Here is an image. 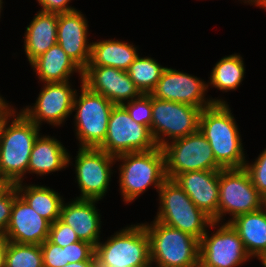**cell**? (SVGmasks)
Masks as SVG:
<instances>
[{"label":"cell","instance_id":"1","mask_svg":"<svg viewBox=\"0 0 266 267\" xmlns=\"http://www.w3.org/2000/svg\"><path fill=\"white\" fill-rule=\"evenodd\" d=\"M39 135L40 127L11 105L0 115V171L11 185L24 181Z\"/></svg>","mask_w":266,"mask_h":267},{"label":"cell","instance_id":"2","mask_svg":"<svg viewBox=\"0 0 266 267\" xmlns=\"http://www.w3.org/2000/svg\"><path fill=\"white\" fill-rule=\"evenodd\" d=\"M199 130L208 140L216 162L223 169L244 168L247 159L240 130L227 103H214L202 109Z\"/></svg>","mask_w":266,"mask_h":267},{"label":"cell","instance_id":"3","mask_svg":"<svg viewBox=\"0 0 266 267\" xmlns=\"http://www.w3.org/2000/svg\"><path fill=\"white\" fill-rule=\"evenodd\" d=\"M119 165V186L124 203H132L153 185L158 192L167 180L165 155L162 148L121 154L115 157Z\"/></svg>","mask_w":266,"mask_h":267},{"label":"cell","instance_id":"4","mask_svg":"<svg viewBox=\"0 0 266 267\" xmlns=\"http://www.w3.org/2000/svg\"><path fill=\"white\" fill-rule=\"evenodd\" d=\"M150 240V261L155 267H195L200 241L157 220L142 223Z\"/></svg>","mask_w":266,"mask_h":267},{"label":"cell","instance_id":"5","mask_svg":"<svg viewBox=\"0 0 266 267\" xmlns=\"http://www.w3.org/2000/svg\"><path fill=\"white\" fill-rule=\"evenodd\" d=\"M159 208L154 220L188 233L199 241L213 220L177 185L167 179L158 191Z\"/></svg>","mask_w":266,"mask_h":267},{"label":"cell","instance_id":"6","mask_svg":"<svg viewBox=\"0 0 266 267\" xmlns=\"http://www.w3.org/2000/svg\"><path fill=\"white\" fill-rule=\"evenodd\" d=\"M98 267L152 266L150 240L141 223L131 224L95 246Z\"/></svg>","mask_w":266,"mask_h":267},{"label":"cell","instance_id":"7","mask_svg":"<svg viewBox=\"0 0 266 267\" xmlns=\"http://www.w3.org/2000/svg\"><path fill=\"white\" fill-rule=\"evenodd\" d=\"M80 95H75L74 126L79 148H99L106 137L111 111L115 104L99 93L91 91L80 81Z\"/></svg>","mask_w":266,"mask_h":267},{"label":"cell","instance_id":"8","mask_svg":"<svg viewBox=\"0 0 266 267\" xmlns=\"http://www.w3.org/2000/svg\"><path fill=\"white\" fill-rule=\"evenodd\" d=\"M165 155L167 179L197 170L220 171L208 140L200 130L175 139L162 147Z\"/></svg>","mask_w":266,"mask_h":267},{"label":"cell","instance_id":"9","mask_svg":"<svg viewBox=\"0 0 266 267\" xmlns=\"http://www.w3.org/2000/svg\"><path fill=\"white\" fill-rule=\"evenodd\" d=\"M201 111V108L195 106L152 96L150 131L156 145L162 148L175 139L197 132Z\"/></svg>","mask_w":266,"mask_h":267},{"label":"cell","instance_id":"10","mask_svg":"<svg viewBox=\"0 0 266 267\" xmlns=\"http://www.w3.org/2000/svg\"><path fill=\"white\" fill-rule=\"evenodd\" d=\"M264 202L244 168L220 170L217 222H223V216L229 214V223L239 215L261 209Z\"/></svg>","mask_w":266,"mask_h":267},{"label":"cell","instance_id":"11","mask_svg":"<svg viewBox=\"0 0 266 267\" xmlns=\"http://www.w3.org/2000/svg\"><path fill=\"white\" fill-rule=\"evenodd\" d=\"M156 145L150 129L134 121L122 105L111 111L107 134L99 149L114 157L131 152L148 151Z\"/></svg>","mask_w":266,"mask_h":267},{"label":"cell","instance_id":"12","mask_svg":"<svg viewBox=\"0 0 266 267\" xmlns=\"http://www.w3.org/2000/svg\"><path fill=\"white\" fill-rule=\"evenodd\" d=\"M220 224L213 221L209 228H215L217 231L211 233L212 236L206 231L202 236L199 246V263L203 267H240L251 257L231 224Z\"/></svg>","mask_w":266,"mask_h":267},{"label":"cell","instance_id":"13","mask_svg":"<svg viewBox=\"0 0 266 267\" xmlns=\"http://www.w3.org/2000/svg\"><path fill=\"white\" fill-rule=\"evenodd\" d=\"M75 158V176L81 192L76 198L101 201L110 185L115 157L99 148H79Z\"/></svg>","mask_w":266,"mask_h":267},{"label":"cell","instance_id":"14","mask_svg":"<svg viewBox=\"0 0 266 267\" xmlns=\"http://www.w3.org/2000/svg\"><path fill=\"white\" fill-rule=\"evenodd\" d=\"M208 83L191 74L166 67L156 87L150 93L160 100H168L201 109L214 103H228L223 99L205 98Z\"/></svg>","mask_w":266,"mask_h":267},{"label":"cell","instance_id":"15","mask_svg":"<svg viewBox=\"0 0 266 267\" xmlns=\"http://www.w3.org/2000/svg\"><path fill=\"white\" fill-rule=\"evenodd\" d=\"M71 82L44 83L34 106H26L20 111L38 127L42 122L60 126L65 122L73 110L74 98L77 90L72 88Z\"/></svg>","mask_w":266,"mask_h":267},{"label":"cell","instance_id":"16","mask_svg":"<svg viewBox=\"0 0 266 267\" xmlns=\"http://www.w3.org/2000/svg\"><path fill=\"white\" fill-rule=\"evenodd\" d=\"M83 84L115 105L142 95L127 71L105 66H87L83 70Z\"/></svg>","mask_w":266,"mask_h":267},{"label":"cell","instance_id":"17","mask_svg":"<svg viewBox=\"0 0 266 267\" xmlns=\"http://www.w3.org/2000/svg\"><path fill=\"white\" fill-rule=\"evenodd\" d=\"M88 26L84 14L77 9L58 14L57 44L82 70L87 67L91 57Z\"/></svg>","mask_w":266,"mask_h":267},{"label":"cell","instance_id":"18","mask_svg":"<svg viewBox=\"0 0 266 267\" xmlns=\"http://www.w3.org/2000/svg\"><path fill=\"white\" fill-rule=\"evenodd\" d=\"M51 223L38 215L18 194L11 209L5 234L7 241L41 245L48 239Z\"/></svg>","mask_w":266,"mask_h":267},{"label":"cell","instance_id":"19","mask_svg":"<svg viewBox=\"0 0 266 267\" xmlns=\"http://www.w3.org/2000/svg\"><path fill=\"white\" fill-rule=\"evenodd\" d=\"M220 171L197 170L177 175L173 180L191 201L217 222Z\"/></svg>","mask_w":266,"mask_h":267},{"label":"cell","instance_id":"20","mask_svg":"<svg viewBox=\"0 0 266 267\" xmlns=\"http://www.w3.org/2000/svg\"><path fill=\"white\" fill-rule=\"evenodd\" d=\"M99 200L79 199L65 203L60 211V220L69 225L77 234L79 240L88 242L94 247L100 241L101 215L96 203Z\"/></svg>","mask_w":266,"mask_h":267},{"label":"cell","instance_id":"21","mask_svg":"<svg viewBox=\"0 0 266 267\" xmlns=\"http://www.w3.org/2000/svg\"><path fill=\"white\" fill-rule=\"evenodd\" d=\"M71 157L64 145L54 136L39 135L33 145L28 173L45 176L69 167Z\"/></svg>","mask_w":266,"mask_h":267},{"label":"cell","instance_id":"22","mask_svg":"<svg viewBox=\"0 0 266 267\" xmlns=\"http://www.w3.org/2000/svg\"><path fill=\"white\" fill-rule=\"evenodd\" d=\"M42 83H62L69 81L73 73H78L83 81V70L66 54L59 44H55L30 63Z\"/></svg>","mask_w":266,"mask_h":267},{"label":"cell","instance_id":"23","mask_svg":"<svg viewBox=\"0 0 266 267\" xmlns=\"http://www.w3.org/2000/svg\"><path fill=\"white\" fill-rule=\"evenodd\" d=\"M58 14L38 11L26 27L24 51L29 63L57 44Z\"/></svg>","mask_w":266,"mask_h":267},{"label":"cell","instance_id":"24","mask_svg":"<svg viewBox=\"0 0 266 267\" xmlns=\"http://www.w3.org/2000/svg\"><path fill=\"white\" fill-rule=\"evenodd\" d=\"M251 258L266 253V207L239 215L229 222Z\"/></svg>","mask_w":266,"mask_h":267},{"label":"cell","instance_id":"25","mask_svg":"<svg viewBox=\"0 0 266 267\" xmlns=\"http://www.w3.org/2000/svg\"><path fill=\"white\" fill-rule=\"evenodd\" d=\"M138 56L133 43L115 39L99 40L91 43V57L87 66L114 67L127 71Z\"/></svg>","mask_w":266,"mask_h":267},{"label":"cell","instance_id":"26","mask_svg":"<svg viewBox=\"0 0 266 267\" xmlns=\"http://www.w3.org/2000/svg\"><path fill=\"white\" fill-rule=\"evenodd\" d=\"M14 185L18 194L38 215L48 220L51 224L60 218L64 199L56 190L54 191V189L43 185H28L23 182Z\"/></svg>","mask_w":266,"mask_h":267},{"label":"cell","instance_id":"27","mask_svg":"<svg viewBox=\"0 0 266 267\" xmlns=\"http://www.w3.org/2000/svg\"><path fill=\"white\" fill-rule=\"evenodd\" d=\"M245 73L244 61L240 54L225 56L214 65L208 88L211 85L222 92L236 90L242 83Z\"/></svg>","mask_w":266,"mask_h":267},{"label":"cell","instance_id":"28","mask_svg":"<svg viewBox=\"0 0 266 267\" xmlns=\"http://www.w3.org/2000/svg\"><path fill=\"white\" fill-rule=\"evenodd\" d=\"M165 68L151 57L138 56L129 66L127 73L142 94H150Z\"/></svg>","mask_w":266,"mask_h":267},{"label":"cell","instance_id":"29","mask_svg":"<svg viewBox=\"0 0 266 267\" xmlns=\"http://www.w3.org/2000/svg\"><path fill=\"white\" fill-rule=\"evenodd\" d=\"M5 267H44L41 246L7 241Z\"/></svg>","mask_w":266,"mask_h":267},{"label":"cell","instance_id":"30","mask_svg":"<svg viewBox=\"0 0 266 267\" xmlns=\"http://www.w3.org/2000/svg\"><path fill=\"white\" fill-rule=\"evenodd\" d=\"M122 106L131 118L144 126L151 128L152 121V95L142 94L140 97L125 102Z\"/></svg>","mask_w":266,"mask_h":267},{"label":"cell","instance_id":"31","mask_svg":"<svg viewBox=\"0 0 266 267\" xmlns=\"http://www.w3.org/2000/svg\"><path fill=\"white\" fill-rule=\"evenodd\" d=\"M244 169L248 172L255 189L266 198V148L255 159L254 163L246 160Z\"/></svg>","mask_w":266,"mask_h":267},{"label":"cell","instance_id":"32","mask_svg":"<svg viewBox=\"0 0 266 267\" xmlns=\"http://www.w3.org/2000/svg\"><path fill=\"white\" fill-rule=\"evenodd\" d=\"M48 240L61 247L80 241L75 231L60 219L50 225Z\"/></svg>","mask_w":266,"mask_h":267},{"label":"cell","instance_id":"33","mask_svg":"<svg viewBox=\"0 0 266 267\" xmlns=\"http://www.w3.org/2000/svg\"><path fill=\"white\" fill-rule=\"evenodd\" d=\"M40 246L44 267H62L69 263L66 255V246L61 247L51 243L48 239Z\"/></svg>","mask_w":266,"mask_h":267},{"label":"cell","instance_id":"34","mask_svg":"<svg viewBox=\"0 0 266 267\" xmlns=\"http://www.w3.org/2000/svg\"><path fill=\"white\" fill-rule=\"evenodd\" d=\"M66 255L69 263L96 261L95 247L81 240L66 246Z\"/></svg>","mask_w":266,"mask_h":267},{"label":"cell","instance_id":"35","mask_svg":"<svg viewBox=\"0 0 266 267\" xmlns=\"http://www.w3.org/2000/svg\"><path fill=\"white\" fill-rule=\"evenodd\" d=\"M18 191L15 185L7 186L0 193V231L5 232L8 226L11 209Z\"/></svg>","mask_w":266,"mask_h":267},{"label":"cell","instance_id":"36","mask_svg":"<svg viewBox=\"0 0 266 267\" xmlns=\"http://www.w3.org/2000/svg\"><path fill=\"white\" fill-rule=\"evenodd\" d=\"M43 12L50 13H65L76 10V8L69 6L72 0H37Z\"/></svg>","mask_w":266,"mask_h":267},{"label":"cell","instance_id":"37","mask_svg":"<svg viewBox=\"0 0 266 267\" xmlns=\"http://www.w3.org/2000/svg\"><path fill=\"white\" fill-rule=\"evenodd\" d=\"M62 267H98L97 261H80L76 263H68Z\"/></svg>","mask_w":266,"mask_h":267},{"label":"cell","instance_id":"38","mask_svg":"<svg viewBox=\"0 0 266 267\" xmlns=\"http://www.w3.org/2000/svg\"><path fill=\"white\" fill-rule=\"evenodd\" d=\"M7 237L5 232L0 231V252H6Z\"/></svg>","mask_w":266,"mask_h":267},{"label":"cell","instance_id":"39","mask_svg":"<svg viewBox=\"0 0 266 267\" xmlns=\"http://www.w3.org/2000/svg\"><path fill=\"white\" fill-rule=\"evenodd\" d=\"M253 5H256L257 7L266 10V0H253Z\"/></svg>","mask_w":266,"mask_h":267},{"label":"cell","instance_id":"40","mask_svg":"<svg viewBox=\"0 0 266 267\" xmlns=\"http://www.w3.org/2000/svg\"><path fill=\"white\" fill-rule=\"evenodd\" d=\"M6 252H0V267H5Z\"/></svg>","mask_w":266,"mask_h":267},{"label":"cell","instance_id":"41","mask_svg":"<svg viewBox=\"0 0 266 267\" xmlns=\"http://www.w3.org/2000/svg\"><path fill=\"white\" fill-rule=\"evenodd\" d=\"M258 260L261 262V265H263V267H266V253H263Z\"/></svg>","mask_w":266,"mask_h":267},{"label":"cell","instance_id":"42","mask_svg":"<svg viewBox=\"0 0 266 267\" xmlns=\"http://www.w3.org/2000/svg\"><path fill=\"white\" fill-rule=\"evenodd\" d=\"M9 185H11L9 182H0V193Z\"/></svg>","mask_w":266,"mask_h":267},{"label":"cell","instance_id":"43","mask_svg":"<svg viewBox=\"0 0 266 267\" xmlns=\"http://www.w3.org/2000/svg\"><path fill=\"white\" fill-rule=\"evenodd\" d=\"M0 105H9L8 102L5 101V99L0 95Z\"/></svg>","mask_w":266,"mask_h":267},{"label":"cell","instance_id":"44","mask_svg":"<svg viewBox=\"0 0 266 267\" xmlns=\"http://www.w3.org/2000/svg\"><path fill=\"white\" fill-rule=\"evenodd\" d=\"M9 105H0V115L7 109Z\"/></svg>","mask_w":266,"mask_h":267},{"label":"cell","instance_id":"45","mask_svg":"<svg viewBox=\"0 0 266 267\" xmlns=\"http://www.w3.org/2000/svg\"><path fill=\"white\" fill-rule=\"evenodd\" d=\"M0 182H8V181L2 176L1 171H0Z\"/></svg>","mask_w":266,"mask_h":267},{"label":"cell","instance_id":"46","mask_svg":"<svg viewBox=\"0 0 266 267\" xmlns=\"http://www.w3.org/2000/svg\"><path fill=\"white\" fill-rule=\"evenodd\" d=\"M243 2H244V3H247V2H248V3L251 4V5L253 4V0H243Z\"/></svg>","mask_w":266,"mask_h":267},{"label":"cell","instance_id":"47","mask_svg":"<svg viewBox=\"0 0 266 267\" xmlns=\"http://www.w3.org/2000/svg\"><path fill=\"white\" fill-rule=\"evenodd\" d=\"M2 4H3V1L2 0H0V16H1V11H2Z\"/></svg>","mask_w":266,"mask_h":267},{"label":"cell","instance_id":"48","mask_svg":"<svg viewBox=\"0 0 266 267\" xmlns=\"http://www.w3.org/2000/svg\"><path fill=\"white\" fill-rule=\"evenodd\" d=\"M195 267H203L200 263L197 265V266H195Z\"/></svg>","mask_w":266,"mask_h":267}]
</instances>
